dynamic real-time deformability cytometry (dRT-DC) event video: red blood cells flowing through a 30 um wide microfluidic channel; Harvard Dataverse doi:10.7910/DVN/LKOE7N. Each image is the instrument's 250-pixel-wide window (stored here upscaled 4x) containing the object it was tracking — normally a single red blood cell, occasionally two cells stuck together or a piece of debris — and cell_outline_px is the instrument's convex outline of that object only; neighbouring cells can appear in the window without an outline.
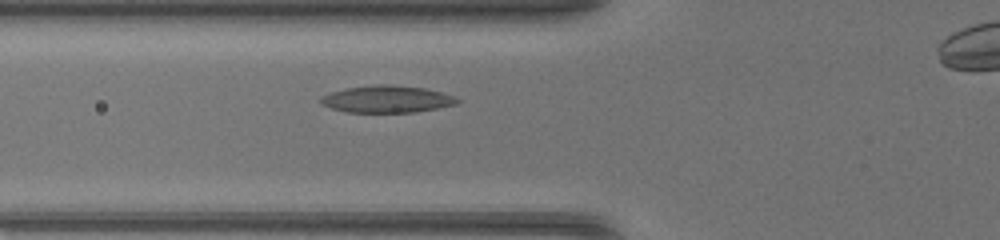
{"species": "common noctule bat (a hibernating species)", "species_latin": "Nyctalus noctula", "temperature_condition": "warm", "stored_images_in_passage": 30, "camera_frame_rate_fps": 3000, "um_per_image_px": 0.085, "animal": {"sex": "female", "body_mass_g": 17.0, "forearm_length_mm": 48.0}, "frame": {"image": 1, "passage_image": 4, "time_ms": 1.0, "image_size_px": [1000, 240], "cell_outline_px": [[460, 100], [456, 104], [416, 112], [348, 112], [332, 108], [324, 104], [320, 100], [320, 96], [332, 92], [348, 88], [372, 84], [392, 84], [424, 88], [440, 92], [452, 96]], "centroid_in_image_um": [32.88, 8.42], "position_along_channel_um": 92.9, "area_um2": 21.27}}
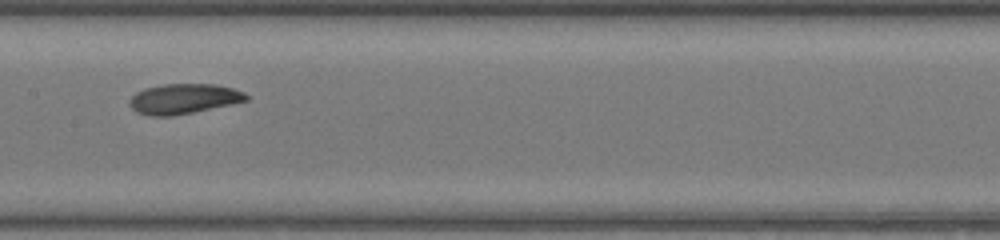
{"frame": {"image": 2, "passage_image": 11, "time_ms": 3.333, "image_size_px": [1000, 240], "cell_outline_px": [[248, 100], [192, 112], [172, 116], [148, 116], [136, 112], [128, 104], [128, 100], [136, 92], [144, 88], [164, 84], [216, 84], [232, 88], [244, 92], [248, 96]], "centroid_in_image_um": [15.55, 8.39], "position_along_channel_um": 191.8, "area_um2": 20.4}}
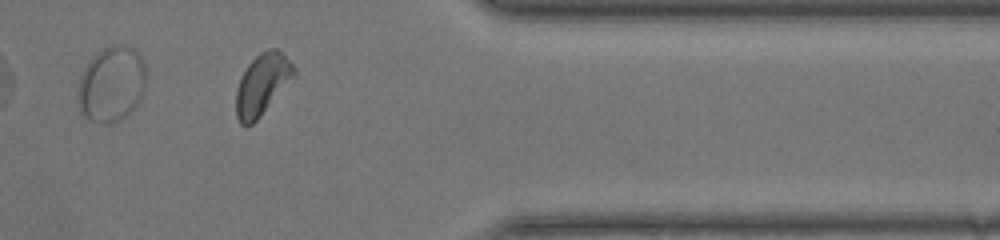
{"frame": {"image": 3, "passage_image": 26, "time_ms": 8.333, "image_size_px": [1000, 240], "cell_outline_px": [[296, 76], [260, 116], [248, 128], [244, 128], [240, 124], [236, 116], [236, 88], [248, 64], [260, 52], [272, 48], [276, 48], [296, 68]], "centroid_in_image_um": [22.28, 7.21], "position_along_channel_um": 389.1, "area_um2": 20.63}}